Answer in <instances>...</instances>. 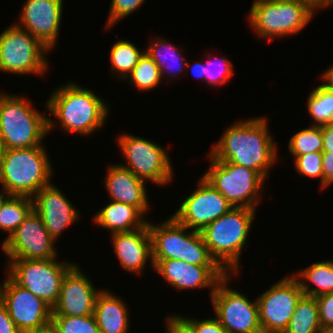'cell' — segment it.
I'll use <instances>...</instances> for the list:
<instances>
[{
  "label": "cell",
  "mask_w": 333,
  "mask_h": 333,
  "mask_svg": "<svg viewBox=\"0 0 333 333\" xmlns=\"http://www.w3.org/2000/svg\"><path fill=\"white\" fill-rule=\"evenodd\" d=\"M182 49L183 48L173 45L172 42L158 36V38H154L152 42L150 41L148 48H145V53L157 64L163 80L168 74V77L170 76L169 79L174 80L173 78L175 76L178 79V77L182 76V72H187L188 70L186 66L187 61L183 60Z\"/></svg>",
  "instance_id": "d4e9b609"
},
{
  "label": "cell",
  "mask_w": 333,
  "mask_h": 333,
  "mask_svg": "<svg viewBox=\"0 0 333 333\" xmlns=\"http://www.w3.org/2000/svg\"><path fill=\"white\" fill-rule=\"evenodd\" d=\"M30 333H60L56 324L50 320L46 324L39 326L37 329L31 331Z\"/></svg>",
  "instance_id": "7bdbcfd3"
},
{
  "label": "cell",
  "mask_w": 333,
  "mask_h": 333,
  "mask_svg": "<svg viewBox=\"0 0 333 333\" xmlns=\"http://www.w3.org/2000/svg\"><path fill=\"white\" fill-rule=\"evenodd\" d=\"M232 275L226 274L216 285L211 304L217 320L228 333H263L257 299L229 287Z\"/></svg>",
  "instance_id": "7c38bea8"
},
{
  "label": "cell",
  "mask_w": 333,
  "mask_h": 333,
  "mask_svg": "<svg viewBox=\"0 0 333 333\" xmlns=\"http://www.w3.org/2000/svg\"><path fill=\"white\" fill-rule=\"evenodd\" d=\"M46 101V112L59 121L63 133L89 137L103 128L110 114L109 105L100 96L74 81L57 87Z\"/></svg>",
  "instance_id": "7a4b0ae2"
},
{
  "label": "cell",
  "mask_w": 333,
  "mask_h": 333,
  "mask_svg": "<svg viewBox=\"0 0 333 333\" xmlns=\"http://www.w3.org/2000/svg\"><path fill=\"white\" fill-rule=\"evenodd\" d=\"M304 296L299 281L285 276L257 297L263 333H284L300 299Z\"/></svg>",
  "instance_id": "4fadbf2b"
},
{
  "label": "cell",
  "mask_w": 333,
  "mask_h": 333,
  "mask_svg": "<svg viewBox=\"0 0 333 333\" xmlns=\"http://www.w3.org/2000/svg\"><path fill=\"white\" fill-rule=\"evenodd\" d=\"M293 159L296 172L306 178H320L319 189L323 190L322 152L296 156Z\"/></svg>",
  "instance_id": "e575fe53"
},
{
  "label": "cell",
  "mask_w": 333,
  "mask_h": 333,
  "mask_svg": "<svg viewBox=\"0 0 333 333\" xmlns=\"http://www.w3.org/2000/svg\"><path fill=\"white\" fill-rule=\"evenodd\" d=\"M309 3L316 10H319L320 6L323 4L324 0H302Z\"/></svg>",
  "instance_id": "bcb514c9"
},
{
  "label": "cell",
  "mask_w": 333,
  "mask_h": 333,
  "mask_svg": "<svg viewBox=\"0 0 333 333\" xmlns=\"http://www.w3.org/2000/svg\"><path fill=\"white\" fill-rule=\"evenodd\" d=\"M145 53L127 39H120L113 43L110 49L111 74L115 73L119 79H126L132 69L137 65L139 59Z\"/></svg>",
  "instance_id": "83f0119b"
},
{
  "label": "cell",
  "mask_w": 333,
  "mask_h": 333,
  "mask_svg": "<svg viewBox=\"0 0 333 333\" xmlns=\"http://www.w3.org/2000/svg\"><path fill=\"white\" fill-rule=\"evenodd\" d=\"M300 283L305 296L317 297L333 293V260H322L292 274ZM313 284L315 287H311Z\"/></svg>",
  "instance_id": "484cf974"
},
{
  "label": "cell",
  "mask_w": 333,
  "mask_h": 333,
  "mask_svg": "<svg viewBox=\"0 0 333 333\" xmlns=\"http://www.w3.org/2000/svg\"><path fill=\"white\" fill-rule=\"evenodd\" d=\"M329 6L333 7V0H324L323 4L320 6L319 10L328 8Z\"/></svg>",
  "instance_id": "c3c4849f"
},
{
  "label": "cell",
  "mask_w": 333,
  "mask_h": 333,
  "mask_svg": "<svg viewBox=\"0 0 333 333\" xmlns=\"http://www.w3.org/2000/svg\"><path fill=\"white\" fill-rule=\"evenodd\" d=\"M154 271L177 290L210 289V298L217 283L227 274L220 266H200L180 260H153Z\"/></svg>",
  "instance_id": "d6986e66"
},
{
  "label": "cell",
  "mask_w": 333,
  "mask_h": 333,
  "mask_svg": "<svg viewBox=\"0 0 333 333\" xmlns=\"http://www.w3.org/2000/svg\"><path fill=\"white\" fill-rule=\"evenodd\" d=\"M106 173L104 184L110 200L132 205L147 217L150 205L146 181L119 164L108 166Z\"/></svg>",
  "instance_id": "7402d4cb"
},
{
  "label": "cell",
  "mask_w": 333,
  "mask_h": 333,
  "mask_svg": "<svg viewBox=\"0 0 333 333\" xmlns=\"http://www.w3.org/2000/svg\"><path fill=\"white\" fill-rule=\"evenodd\" d=\"M198 187L188 195L172 216L189 229L201 232L208 224L229 212L233 206L202 176Z\"/></svg>",
  "instance_id": "9a60e30c"
},
{
  "label": "cell",
  "mask_w": 333,
  "mask_h": 333,
  "mask_svg": "<svg viewBox=\"0 0 333 333\" xmlns=\"http://www.w3.org/2000/svg\"><path fill=\"white\" fill-rule=\"evenodd\" d=\"M319 311V322L325 332L333 325V293H326L316 297Z\"/></svg>",
  "instance_id": "8d00e7d4"
},
{
  "label": "cell",
  "mask_w": 333,
  "mask_h": 333,
  "mask_svg": "<svg viewBox=\"0 0 333 333\" xmlns=\"http://www.w3.org/2000/svg\"><path fill=\"white\" fill-rule=\"evenodd\" d=\"M208 170L202 175L218 190L233 207L257 210L265 179L253 169L225 161L215 160L210 155Z\"/></svg>",
  "instance_id": "ba28073f"
},
{
  "label": "cell",
  "mask_w": 333,
  "mask_h": 333,
  "mask_svg": "<svg viewBox=\"0 0 333 333\" xmlns=\"http://www.w3.org/2000/svg\"><path fill=\"white\" fill-rule=\"evenodd\" d=\"M323 137L321 126L310 125L296 132L290 138L288 151L294 157L313 152H322Z\"/></svg>",
  "instance_id": "1f68e13d"
},
{
  "label": "cell",
  "mask_w": 333,
  "mask_h": 333,
  "mask_svg": "<svg viewBox=\"0 0 333 333\" xmlns=\"http://www.w3.org/2000/svg\"><path fill=\"white\" fill-rule=\"evenodd\" d=\"M112 293L104 288L95 301L94 316L100 333H129V309L123 298Z\"/></svg>",
  "instance_id": "603a6c76"
},
{
  "label": "cell",
  "mask_w": 333,
  "mask_h": 333,
  "mask_svg": "<svg viewBox=\"0 0 333 333\" xmlns=\"http://www.w3.org/2000/svg\"><path fill=\"white\" fill-rule=\"evenodd\" d=\"M260 1H269V0H254L252 4L260 2Z\"/></svg>",
  "instance_id": "816d5d0a"
},
{
  "label": "cell",
  "mask_w": 333,
  "mask_h": 333,
  "mask_svg": "<svg viewBox=\"0 0 333 333\" xmlns=\"http://www.w3.org/2000/svg\"><path fill=\"white\" fill-rule=\"evenodd\" d=\"M284 333H325L319 322L315 297L304 295L300 299Z\"/></svg>",
  "instance_id": "4316f807"
},
{
  "label": "cell",
  "mask_w": 333,
  "mask_h": 333,
  "mask_svg": "<svg viewBox=\"0 0 333 333\" xmlns=\"http://www.w3.org/2000/svg\"><path fill=\"white\" fill-rule=\"evenodd\" d=\"M66 197L52 182L32 197L33 209L40 215L46 230L55 241H58L66 228L81 218V213Z\"/></svg>",
  "instance_id": "ffe728a7"
},
{
  "label": "cell",
  "mask_w": 333,
  "mask_h": 333,
  "mask_svg": "<svg viewBox=\"0 0 333 333\" xmlns=\"http://www.w3.org/2000/svg\"><path fill=\"white\" fill-rule=\"evenodd\" d=\"M248 23L261 39L272 40L297 35L317 11L302 0L260 1L250 7Z\"/></svg>",
  "instance_id": "52a82bcc"
},
{
  "label": "cell",
  "mask_w": 333,
  "mask_h": 333,
  "mask_svg": "<svg viewBox=\"0 0 333 333\" xmlns=\"http://www.w3.org/2000/svg\"><path fill=\"white\" fill-rule=\"evenodd\" d=\"M33 209L32 198L26 196H9L0 208V231L6 232V238L17 229Z\"/></svg>",
  "instance_id": "f1b7e54d"
},
{
  "label": "cell",
  "mask_w": 333,
  "mask_h": 333,
  "mask_svg": "<svg viewBox=\"0 0 333 333\" xmlns=\"http://www.w3.org/2000/svg\"><path fill=\"white\" fill-rule=\"evenodd\" d=\"M93 221L114 234L143 228L148 220L136 207L110 200L106 206L94 214Z\"/></svg>",
  "instance_id": "cb8c5ba5"
},
{
  "label": "cell",
  "mask_w": 333,
  "mask_h": 333,
  "mask_svg": "<svg viewBox=\"0 0 333 333\" xmlns=\"http://www.w3.org/2000/svg\"><path fill=\"white\" fill-rule=\"evenodd\" d=\"M0 302L21 333H30L52 318L50 305L16 284L8 275L0 286Z\"/></svg>",
  "instance_id": "2e32d148"
},
{
  "label": "cell",
  "mask_w": 333,
  "mask_h": 333,
  "mask_svg": "<svg viewBox=\"0 0 333 333\" xmlns=\"http://www.w3.org/2000/svg\"><path fill=\"white\" fill-rule=\"evenodd\" d=\"M46 146L4 149L0 165V185L10 196L32 198L51 183L53 167Z\"/></svg>",
  "instance_id": "5b68a950"
},
{
  "label": "cell",
  "mask_w": 333,
  "mask_h": 333,
  "mask_svg": "<svg viewBox=\"0 0 333 333\" xmlns=\"http://www.w3.org/2000/svg\"><path fill=\"white\" fill-rule=\"evenodd\" d=\"M270 134L265 116L234 122L207 155L253 169L267 179L270 168L279 159L277 143Z\"/></svg>",
  "instance_id": "6da1fadb"
},
{
  "label": "cell",
  "mask_w": 333,
  "mask_h": 333,
  "mask_svg": "<svg viewBox=\"0 0 333 333\" xmlns=\"http://www.w3.org/2000/svg\"><path fill=\"white\" fill-rule=\"evenodd\" d=\"M189 65H191V68L189 67ZM186 66L189 67V69L191 70L190 72L193 74V76L195 78H200L203 81V62L199 61V62H195L193 64L189 63V61H187Z\"/></svg>",
  "instance_id": "f6af8a7d"
},
{
  "label": "cell",
  "mask_w": 333,
  "mask_h": 333,
  "mask_svg": "<svg viewBox=\"0 0 333 333\" xmlns=\"http://www.w3.org/2000/svg\"><path fill=\"white\" fill-rule=\"evenodd\" d=\"M195 331V333H228L216 317L195 319L192 316L180 315Z\"/></svg>",
  "instance_id": "74e56055"
},
{
  "label": "cell",
  "mask_w": 333,
  "mask_h": 333,
  "mask_svg": "<svg viewBox=\"0 0 333 333\" xmlns=\"http://www.w3.org/2000/svg\"><path fill=\"white\" fill-rule=\"evenodd\" d=\"M125 80L138 91L147 92L161 84L162 77L157 64L144 53Z\"/></svg>",
  "instance_id": "4dcf8cb0"
},
{
  "label": "cell",
  "mask_w": 333,
  "mask_h": 333,
  "mask_svg": "<svg viewBox=\"0 0 333 333\" xmlns=\"http://www.w3.org/2000/svg\"><path fill=\"white\" fill-rule=\"evenodd\" d=\"M49 52L37 38L15 23L0 33V71L5 73L42 76L49 68L46 59Z\"/></svg>",
  "instance_id": "30bf717a"
},
{
  "label": "cell",
  "mask_w": 333,
  "mask_h": 333,
  "mask_svg": "<svg viewBox=\"0 0 333 333\" xmlns=\"http://www.w3.org/2000/svg\"><path fill=\"white\" fill-rule=\"evenodd\" d=\"M323 189L333 184V153L322 152Z\"/></svg>",
  "instance_id": "ab89813d"
},
{
  "label": "cell",
  "mask_w": 333,
  "mask_h": 333,
  "mask_svg": "<svg viewBox=\"0 0 333 333\" xmlns=\"http://www.w3.org/2000/svg\"><path fill=\"white\" fill-rule=\"evenodd\" d=\"M0 333H21L7 312L6 307L0 302Z\"/></svg>",
  "instance_id": "60d3db41"
},
{
  "label": "cell",
  "mask_w": 333,
  "mask_h": 333,
  "mask_svg": "<svg viewBox=\"0 0 333 333\" xmlns=\"http://www.w3.org/2000/svg\"><path fill=\"white\" fill-rule=\"evenodd\" d=\"M256 211L233 207L200 232L210 255L227 274L238 277L241 271V253L247 247Z\"/></svg>",
  "instance_id": "277c9868"
},
{
  "label": "cell",
  "mask_w": 333,
  "mask_h": 333,
  "mask_svg": "<svg viewBox=\"0 0 333 333\" xmlns=\"http://www.w3.org/2000/svg\"><path fill=\"white\" fill-rule=\"evenodd\" d=\"M147 224L152 260L174 259L200 266H219L210 255L201 233L182 225L173 216L156 225L151 221Z\"/></svg>",
  "instance_id": "8992f818"
},
{
  "label": "cell",
  "mask_w": 333,
  "mask_h": 333,
  "mask_svg": "<svg viewBox=\"0 0 333 333\" xmlns=\"http://www.w3.org/2000/svg\"><path fill=\"white\" fill-rule=\"evenodd\" d=\"M75 263L65 274L52 316H88L94 314L97 295L101 289ZM93 283V284H92Z\"/></svg>",
  "instance_id": "e0dca14e"
},
{
  "label": "cell",
  "mask_w": 333,
  "mask_h": 333,
  "mask_svg": "<svg viewBox=\"0 0 333 333\" xmlns=\"http://www.w3.org/2000/svg\"><path fill=\"white\" fill-rule=\"evenodd\" d=\"M63 0H26L15 24L27 30L50 51L57 45L62 23Z\"/></svg>",
  "instance_id": "ac0fdd59"
},
{
  "label": "cell",
  "mask_w": 333,
  "mask_h": 333,
  "mask_svg": "<svg viewBox=\"0 0 333 333\" xmlns=\"http://www.w3.org/2000/svg\"><path fill=\"white\" fill-rule=\"evenodd\" d=\"M207 62L203 61V82L210 87L221 86L229 82L233 76V64L224 56H214L211 53L205 55ZM215 59V60H214Z\"/></svg>",
  "instance_id": "d6a6232c"
},
{
  "label": "cell",
  "mask_w": 333,
  "mask_h": 333,
  "mask_svg": "<svg viewBox=\"0 0 333 333\" xmlns=\"http://www.w3.org/2000/svg\"><path fill=\"white\" fill-rule=\"evenodd\" d=\"M56 241L46 230L40 215L32 209L17 229L1 244L8 260L57 258Z\"/></svg>",
  "instance_id": "5bb4252c"
},
{
  "label": "cell",
  "mask_w": 333,
  "mask_h": 333,
  "mask_svg": "<svg viewBox=\"0 0 333 333\" xmlns=\"http://www.w3.org/2000/svg\"><path fill=\"white\" fill-rule=\"evenodd\" d=\"M3 151H4V147H3V145H2V143L0 141V165H1Z\"/></svg>",
  "instance_id": "681fc988"
},
{
  "label": "cell",
  "mask_w": 333,
  "mask_h": 333,
  "mask_svg": "<svg viewBox=\"0 0 333 333\" xmlns=\"http://www.w3.org/2000/svg\"><path fill=\"white\" fill-rule=\"evenodd\" d=\"M60 333H100L94 314L88 316H52Z\"/></svg>",
  "instance_id": "836d02e7"
},
{
  "label": "cell",
  "mask_w": 333,
  "mask_h": 333,
  "mask_svg": "<svg viewBox=\"0 0 333 333\" xmlns=\"http://www.w3.org/2000/svg\"><path fill=\"white\" fill-rule=\"evenodd\" d=\"M3 189H0V208L2 206V204L4 203V201L10 196L7 192L3 191Z\"/></svg>",
  "instance_id": "7dc6e473"
},
{
  "label": "cell",
  "mask_w": 333,
  "mask_h": 333,
  "mask_svg": "<svg viewBox=\"0 0 333 333\" xmlns=\"http://www.w3.org/2000/svg\"><path fill=\"white\" fill-rule=\"evenodd\" d=\"M145 0H111L105 30L118 24L125 17L132 15ZM116 23V24H115Z\"/></svg>",
  "instance_id": "d590c367"
},
{
  "label": "cell",
  "mask_w": 333,
  "mask_h": 333,
  "mask_svg": "<svg viewBox=\"0 0 333 333\" xmlns=\"http://www.w3.org/2000/svg\"><path fill=\"white\" fill-rule=\"evenodd\" d=\"M110 235L114 253L124 270L139 276L148 261L154 268L148 224L134 231Z\"/></svg>",
  "instance_id": "44dd1931"
},
{
  "label": "cell",
  "mask_w": 333,
  "mask_h": 333,
  "mask_svg": "<svg viewBox=\"0 0 333 333\" xmlns=\"http://www.w3.org/2000/svg\"><path fill=\"white\" fill-rule=\"evenodd\" d=\"M39 111L28 98L0 92V141L4 149L44 145V137L57 123Z\"/></svg>",
  "instance_id": "3957f363"
},
{
  "label": "cell",
  "mask_w": 333,
  "mask_h": 333,
  "mask_svg": "<svg viewBox=\"0 0 333 333\" xmlns=\"http://www.w3.org/2000/svg\"><path fill=\"white\" fill-rule=\"evenodd\" d=\"M306 107L316 126L333 123V92L324 84L317 85L308 95Z\"/></svg>",
  "instance_id": "f546056e"
},
{
  "label": "cell",
  "mask_w": 333,
  "mask_h": 333,
  "mask_svg": "<svg viewBox=\"0 0 333 333\" xmlns=\"http://www.w3.org/2000/svg\"><path fill=\"white\" fill-rule=\"evenodd\" d=\"M166 333H195L194 329L178 314L167 315Z\"/></svg>",
  "instance_id": "f35d334b"
},
{
  "label": "cell",
  "mask_w": 333,
  "mask_h": 333,
  "mask_svg": "<svg viewBox=\"0 0 333 333\" xmlns=\"http://www.w3.org/2000/svg\"><path fill=\"white\" fill-rule=\"evenodd\" d=\"M323 84L333 92V66L327 68L321 75Z\"/></svg>",
  "instance_id": "ee69618b"
},
{
  "label": "cell",
  "mask_w": 333,
  "mask_h": 333,
  "mask_svg": "<svg viewBox=\"0 0 333 333\" xmlns=\"http://www.w3.org/2000/svg\"><path fill=\"white\" fill-rule=\"evenodd\" d=\"M321 132L323 137L322 152L333 153V123L322 125Z\"/></svg>",
  "instance_id": "b9f144b4"
},
{
  "label": "cell",
  "mask_w": 333,
  "mask_h": 333,
  "mask_svg": "<svg viewBox=\"0 0 333 333\" xmlns=\"http://www.w3.org/2000/svg\"><path fill=\"white\" fill-rule=\"evenodd\" d=\"M121 154L128 163H120L136 177L157 186H165L174 178L172 160L159 144L130 133L119 134L116 138Z\"/></svg>",
  "instance_id": "9c48e42d"
},
{
  "label": "cell",
  "mask_w": 333,
  "mask_h": 333,
  "mask_svg": "<svg viewBox=\"0 0 333 333\" xmlns=\"http://www.w3.org/2000/svg\"><path fill=\"white\" fill-rule=\"evenodd\" d=\"M325 333H333V325H332L330 328H328V329L325 331Z\"/></svg>",
  "instance_id": "f907efd6"
},
{
  "label": "cell",
  "mask_w": 333,
  "mask_h": 333,
  "mask_svg": "<svg viewBox=\"0 0 333 333\" xmlns=\"http://www.w3.org/2000/svg\"><path fill=\"white\" fill-rule=\"evenodd\" d=\"M7 275L19 286L29 290L52 308L56 304L63 277L75 264L72 261L44 260H7Z\"/></svg>",
  "instance_id": "8fae6325"
}]
</instances>
